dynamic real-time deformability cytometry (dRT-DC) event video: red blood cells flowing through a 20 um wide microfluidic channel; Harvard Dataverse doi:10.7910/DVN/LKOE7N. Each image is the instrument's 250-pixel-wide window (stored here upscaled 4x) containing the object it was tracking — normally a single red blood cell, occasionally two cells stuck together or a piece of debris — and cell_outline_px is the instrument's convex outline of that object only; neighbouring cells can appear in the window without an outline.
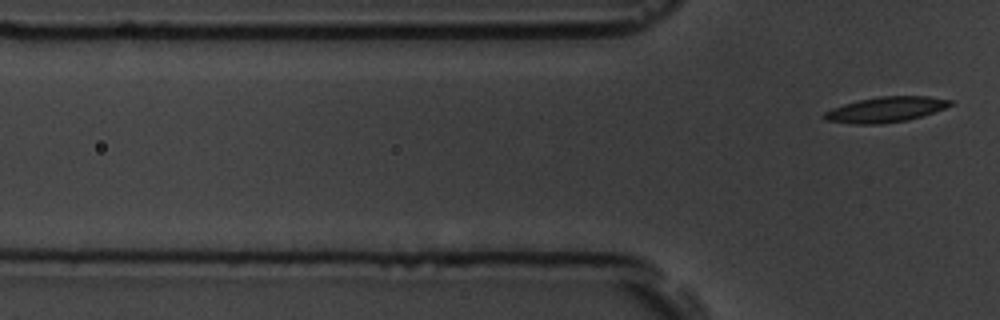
{"species": "common noctule bat (a hibernating species)", "species_latin": "Nyctalus noctula", "temperature_condition": "room temperature", "stored_images_in_passage": 6, "segment_of_instrument_passage": [2, 2], "camera_frame_rate_fps": 3000, "um_per_image_px": 0.085, "animal": {"sex": "male", "body_mass_g": 19.5, "forearm_length_mm": 54.6}, "frame": {"image": 1, "passage_image": 6, "time_ms": 7.333, "image_size_px": [1000, 320], "cell_outline_px": [[952, 104], [944, 108], [908, 120], [880, 124], [856, 124], [824, 120], [820, 116], [824, 112], [832, 108], [844, 104], [860, 100], [880, 96], [928, 96], [952, 100]], "centroid_in_image_um": [75.24, 9.31], "position_along_channel_um": 50.6, "area_um2": 18.5}}